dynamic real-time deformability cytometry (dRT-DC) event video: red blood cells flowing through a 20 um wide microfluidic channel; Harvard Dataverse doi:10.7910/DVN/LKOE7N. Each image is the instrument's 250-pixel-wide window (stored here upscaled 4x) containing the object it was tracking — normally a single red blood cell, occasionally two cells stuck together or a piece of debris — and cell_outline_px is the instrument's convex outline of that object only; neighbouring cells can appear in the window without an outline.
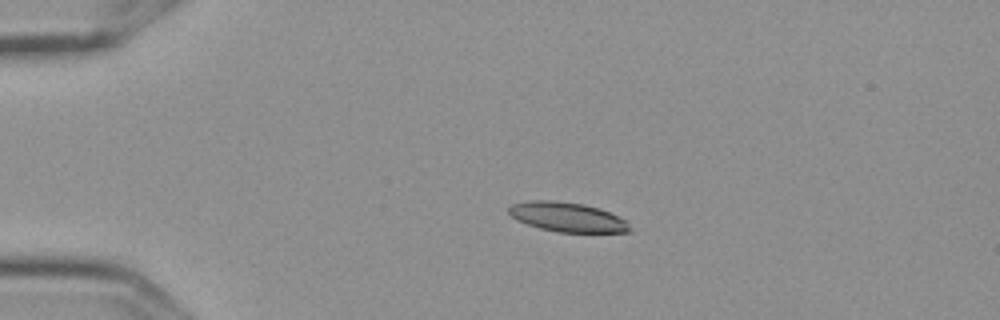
{"species": "Egyptian fruit bat (a non-hibernating species)", "species_latin": "Rousettus aegyptiacus", "temperature_condition": "cold", "stored_images_in_passage": 6, "camera_frame_rate_fps": 3000, "um_per_image_px": 0.085, "frame": {"image": 1, "passage_image": 3, "time_ms": 0.667, "image_size_px": [1000, 320], "cell_outline_px": [[632, 232], [556, 232], [540, 228], [516, 220], [508, 212], [508, 208], [512, 204], [532, 200], [552, 200], [580, 204], [600, 208], [628, 220]], "centroid_in_image_um": [48.25, 18.45], "position_along_channel_um": 36.7, "area_um2": 20.81}}
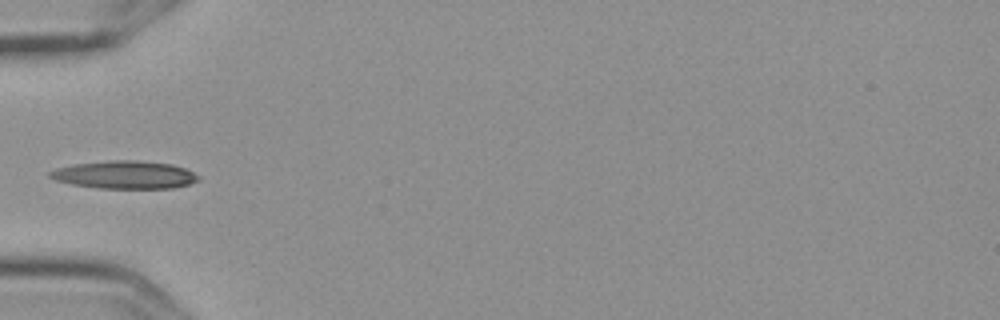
{"frame": {"image": 2, "passage_image": 5, "time_ms": 1.333, "image_size_px": [1000, 320], "cell_outline_px": [[200, 180], [188, 184], [172, 188], [96, 188], [72, 184], [56, 180], [48, 176], [48, 172], [56, 168], [76, 164], [112, 160], [132, 160], [172, 164], [184, 168], [200, 176]], "centroid_in_image_um": [10.6, 14.86], "position_along_channel_um": 74.4, "area_um2": 23.93}}
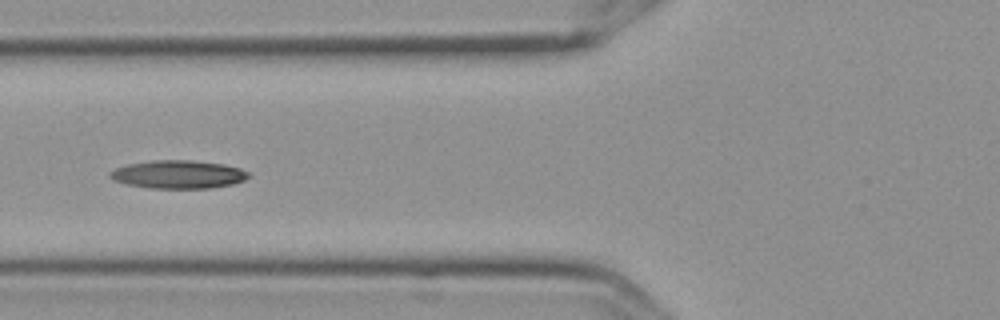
{"frame": {"image": 3, "passage_image": 6, "time_ms": 1.667, "image_size_px": [1000, 320], "cell_outline_px": [[252, 176], [244, 180], [232, 184], [212, 188], [152, 188], [128, 184], [112, 180], [108, 176], [108, 172], [116, 168], [128, 164], [152, 160], [192, 160], [224, 164], [240, 168], [248, 172]], "centroid_in_image_um": [15.16, 14.82], "position_along_channel_um": 110.6, "area_um2": 22.83}}